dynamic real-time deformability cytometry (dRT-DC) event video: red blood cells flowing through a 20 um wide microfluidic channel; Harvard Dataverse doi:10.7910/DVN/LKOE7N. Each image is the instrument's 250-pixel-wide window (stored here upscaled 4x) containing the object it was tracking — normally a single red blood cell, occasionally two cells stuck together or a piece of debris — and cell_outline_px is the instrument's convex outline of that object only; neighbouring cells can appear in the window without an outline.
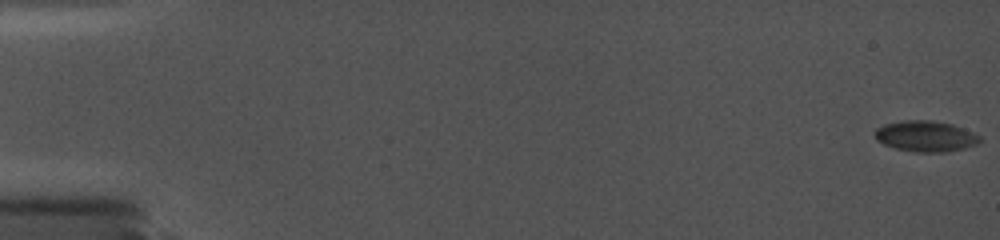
{"species": "common noctule bat (a hibernating species)", "species_latin": "Nyctalus noctula", "temperature_condition": "cold", "stored_images_in_passage": 100, "camera_frame_rate_fps": 5000, "um_per_image_px": 0.085, "animal": {"sex": "female", "body_mass_g": 19.0, "forearm_length_mm": 56.7}, "frame": {"image": 1, "passage_image": 1, "time_ms": 0.0, "image_size_px": [1000, 240], "cell_outline_px": [[980, 140], [976, 144], [964, 148], [944, 152], [916, 152], [896, 148], [884, 144], [876, 140], [876, 128], [884, 124], [904, 120], [928, 120], [952, 124], [972, 132], [980, 136]], "centroid_in_image_um": [78.66, 11.57], "position_along_channel_um": 6.3, "area_um2": 18.61}}
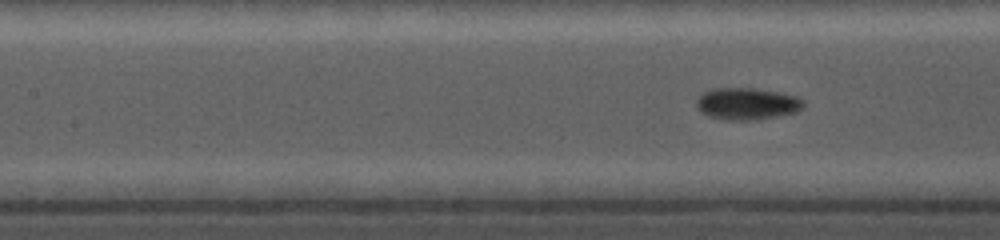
{"frame": {"image": 2, "passage_image": 59, "time_ms": 8.2, "image_size_px": [1000, 240], "cell_outline_px": [[804, 104], [796, 112], [780, 116], [760, 120], [728, 120], [708, 116], [700, 112], [696, 108], [696, 100], [704, 92], [716, 88], [752, 88], [776, 92], [796, 96], [804, 100]], "centroid_in_image_um": [63.48, 8.83], "position_along_channel_um": 143.9, "area_um2": 19.94}}
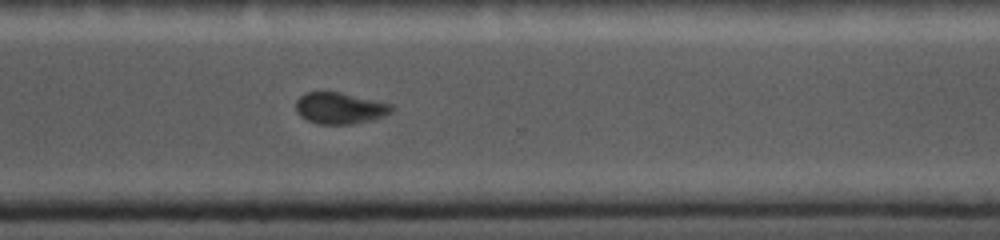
{"frame": {"image": 3, "passage_image": 99, "time_ms": 13.4, "image_size_px": [1000, 240], "cell_outline_px": [[392, 112], [384, 116], [352, 124], [316, 124], [300, 116], [296, 112], [296, 100], [304, 92], [340, 92], [392, 104]], "centroid_in_image_um": [28.85, 9.19], "position_along_channel_um": 341.8, "area_um2": 17.46}}